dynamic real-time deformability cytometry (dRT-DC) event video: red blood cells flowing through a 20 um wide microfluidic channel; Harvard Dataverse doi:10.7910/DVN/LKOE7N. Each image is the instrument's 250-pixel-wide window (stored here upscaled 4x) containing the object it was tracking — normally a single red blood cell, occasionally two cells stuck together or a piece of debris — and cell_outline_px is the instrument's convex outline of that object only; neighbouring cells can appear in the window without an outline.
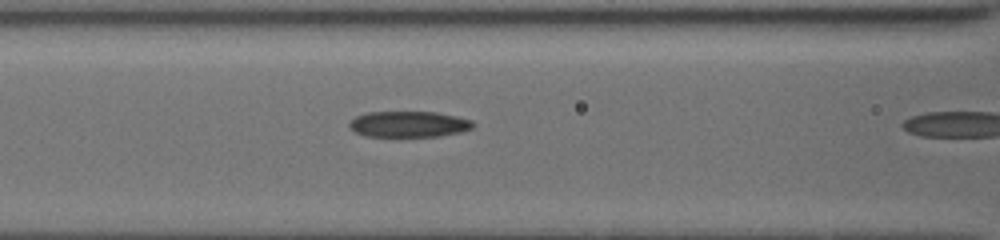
{"species": "common noctule bat (a hibernating species)", "species_latin": "Nyctalus noctula", "temperature_condition": "cold", "stored_images_in_passage": 6, "segment_of_instrument_passage": [1, 2], "camera_frame_rate_fps": 3000, "um_per_image_px": 0.085, "animal": {"sex": "female", "body_mass_g": 19.5, "forearm_length_mm": 54.1}, "frame": {"image": 1, "passage_image": 5, "time_ms": 2.667, "image_size_px": [1000, 240], "cell_outline_px": [[476, 124], [472, 128], [460, 132], [440, 136], [368, 136], [356, 132], [348, 124], [356, 116], [364, 112], [436, 112], [456, 116], [472, 120]], "centroid_in_image_um": [34.78, 10.54], "position_along_channel_um": 131.8, "area_um2": 18.61}}